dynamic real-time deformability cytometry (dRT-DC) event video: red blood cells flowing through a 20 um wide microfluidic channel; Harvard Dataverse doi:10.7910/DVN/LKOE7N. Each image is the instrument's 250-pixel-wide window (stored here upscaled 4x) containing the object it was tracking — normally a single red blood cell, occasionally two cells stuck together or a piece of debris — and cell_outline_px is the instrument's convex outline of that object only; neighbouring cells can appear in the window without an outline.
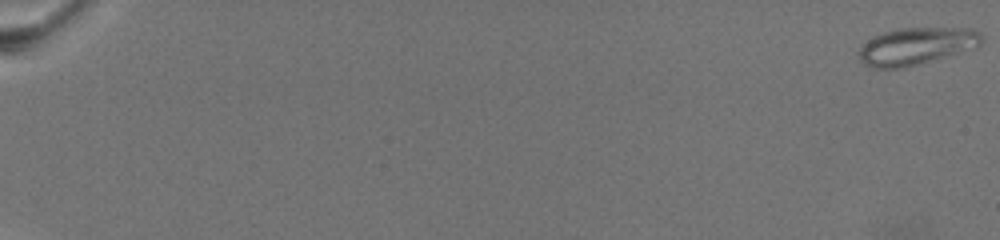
{"species": "common noctule bat (a hibernating species)", "species_latin": "Nyctalus noctula", "temperature_condition": "warm", "stored_images_in_passage": 73, "camera_frame_rate_fps": 3000, "um_per_image_px": 0.085, "animal": {"sex": "female", "body_mass_g": 19.5, "forearm_length_mm": 54.1}, "frame": {"image": 1, "passage_image": 1, "time_ms": 0.0, "image_size_px": [1000, 240], "cell_outline_px": [[984, 40], [976, 48], [904, 68], [872, 68], [864, 64], [860, 60], [856, 52], [868, 40], [884, 32], [900, 28], [972, 28], [980, 32]], "centroid_in_image_um": [77.91, 3.92], "position_along_channel_um": 7.1, "area_um2": 26.7}}
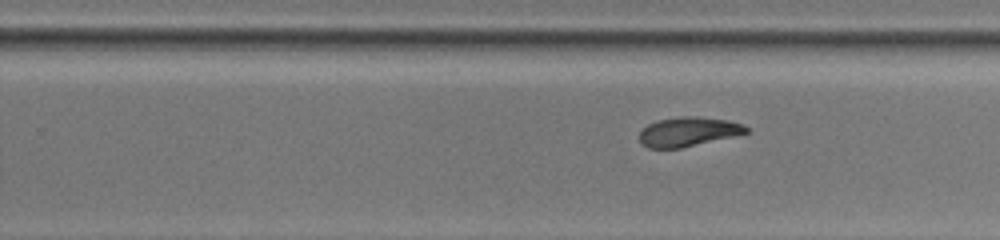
{"frame": {"image": 2, "passage_image": 50, "time_ms": 16.333, "image_size_px": [1000, 240], "cell_outline_px": [[752, 132], [680, 148], [648, 148], [640, 140], [640, 132], [648, 124], [656, 120], [680, 116], [696, 116], [728, 120], [740, 124], [748, 128]], "centroid_in_image_um": [58.52, 11.18], "position_along_channel_um": 271.3, "area_um2": 18.15}}
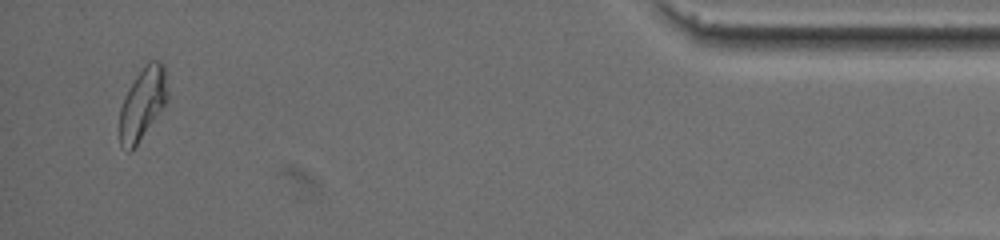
{"frame": {"image": 3, "passage_image": 71, "time_ms": 23.333, "image_size_px": [1000, 240], "cell_outline_px": [[168, 100], [136, 144], [128, 152], [120, 144], [120, 108], [124, 96], [128, 88], [136, 76], [148, 60], [160, 60], [164, 64], [168, 92]], "centroid_in_image_um": [12.13, 8.73], "position_along_channel_um": 423.1, "area_um2": 19.83}, "authors_computed_cell_mechanics": {"area_um2": 19.9988, "velocity_mm_per_s": 3.0573, "shape_relaxation_time_tau1_ms": 6.923, "shape_relaxation_time_tau2_ms": 2.5785, "deformation_change_tau1": 0.171, "deformation_change_tau2": 0.074}}